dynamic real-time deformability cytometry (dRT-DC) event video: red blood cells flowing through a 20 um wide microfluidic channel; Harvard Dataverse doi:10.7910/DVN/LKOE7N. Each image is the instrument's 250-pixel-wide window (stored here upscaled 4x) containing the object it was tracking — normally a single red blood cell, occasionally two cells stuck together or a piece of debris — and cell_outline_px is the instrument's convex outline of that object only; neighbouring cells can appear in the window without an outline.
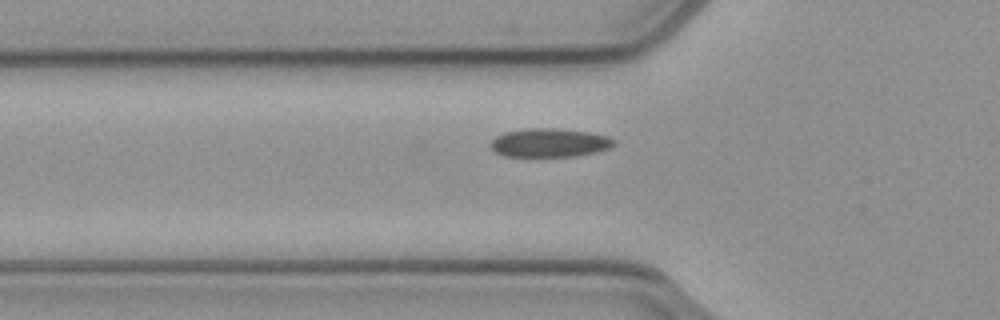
{"species": "common noctule bat (a hibernating species)", "species_latin": "Nyctalus noctula", "temperature_condition": "cold", "stored_images_in_passage": 38, "camera_frame_rate_fps": 3000, "um_per_image_px": 0.085, "animal": {"sex": "female", "body_mass_g": 21.9}, "frame": {"image": 1, "passage_image": 8, "time_ms": 2.333, "image_size_px": [1000, 320], "cell_outline_px": [[616, 144], [608, 148], [596, 152], [576, 156], [504, 156], [496, 152], [488, 144], [496, 136], [504, 132], [532, 128], [552, 128], [588, 132], [608, 136], [616, 140]], "centroid_in_image_um": [46.71, 12.13], "position_along_channel_um": 79.1, "area_um2": 20.52}}
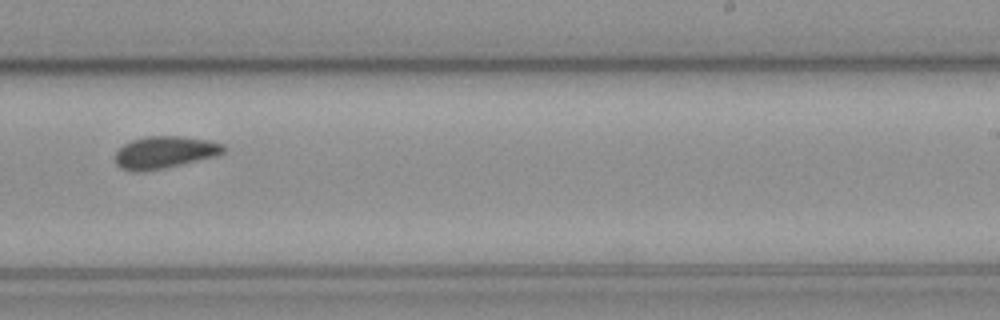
{"frame": {"image": 2, "passage_image": 23, "time_ms": 7.333, "image_size_px": [1000, 320], "cell_outline_px": [[224, 152], [216, 156], [164, 168], [140, 172], [136, 172], [120, 168], [116, 164], [116, 152], [124, 144], [132, 140], [148, 136], [180, 136], [208, 140], [224, 144]], "centroid_in_image_um": [13.99, 12.95], "position_along_channel_um": 275.0, "area_um2": 20.17}}
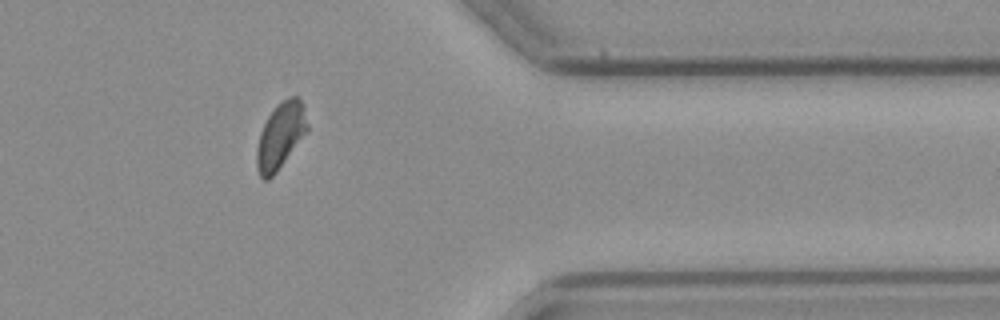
{"frame": {"image": 3, "passage_image": 33, "time_ms": 10.667, "image_size_px": [1000, 320], "cell_outline_px": [[308, 128], [276, 172], [268, 180], [264, 180], [260, 176], [256, 168], [256, 148], [260, 132], [268, 116], [276, 104], [288, 96], [296, 96], [304, 104], [308, 124]], "centroid_in_image_um": [23.82, 11.5], "position_along_channel_um": 387.6, "area_um2": 19.31}}